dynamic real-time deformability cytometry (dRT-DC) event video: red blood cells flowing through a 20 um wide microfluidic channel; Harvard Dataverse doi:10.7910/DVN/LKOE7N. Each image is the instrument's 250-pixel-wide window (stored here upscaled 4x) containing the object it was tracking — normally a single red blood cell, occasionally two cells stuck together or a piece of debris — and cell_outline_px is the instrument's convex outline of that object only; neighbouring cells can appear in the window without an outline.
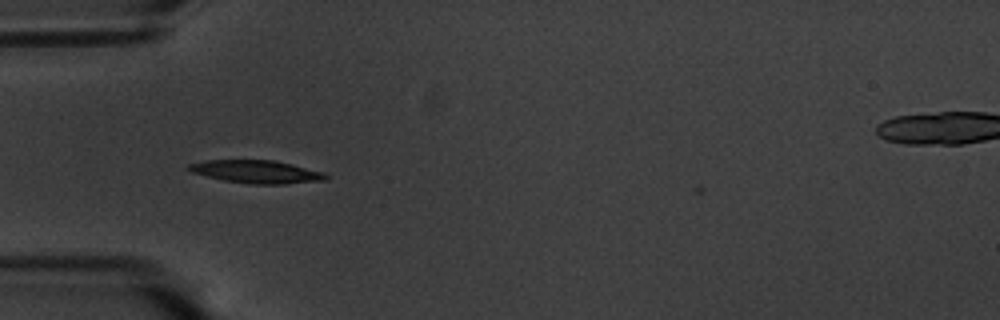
{"species": "common noctule bat (a hibernating species)", "species_latin": "Nyctalus noctula", "temperature_condition": "warm", "stored_images_in_passage": 42, "camera_frame_rate_fps": 3000, "um_per_image_px": 0.085, "animal": {"sex": "male", "body_mass_g": 20.1, "forearm_length_mm": 53.5}, "frame": {"image": 1, "passage_image": 3, "time_ms": 0.667, "image_size_px": [1000, 320], "cell_outline_px": [[328, 180], [284, 184], [248, 184], [224, 180], [192, 172], [184, 168], [188, 164], [204, 160], [272, 160], [292, 164], [324, 172], [328, 176]], "centroid_in_image_um": [21.8, 14.6], "position_along_channel_um": 63.2, "area_um2": 18.38}}
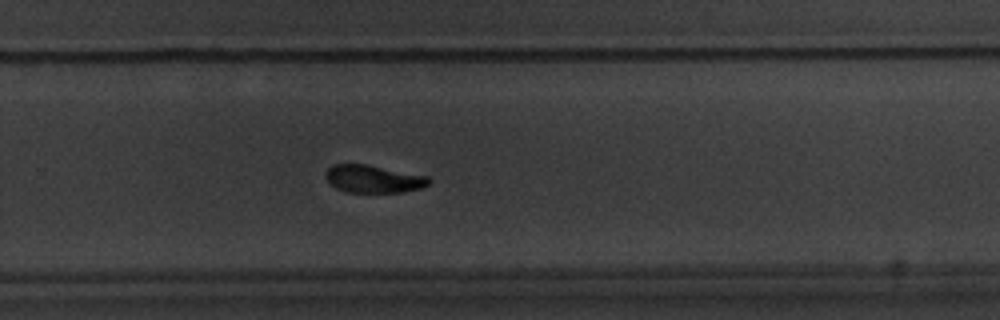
{"frame": {"image": 2, "passage_image": 23, "time_ms": 7.333, "image_size_px": [1000, 320], "cell_outline_px": [[432, 180], [428, 184], [420, 188], [400, 192], [348, 192], [336, 188], [324, 176], [328, 168], [332, 164], [364, 164], [428, 176]], "centroid_in_image_um": [31.73, 15.2], "position_along_channel_um": 298.1, "area_um2": 16.42}}
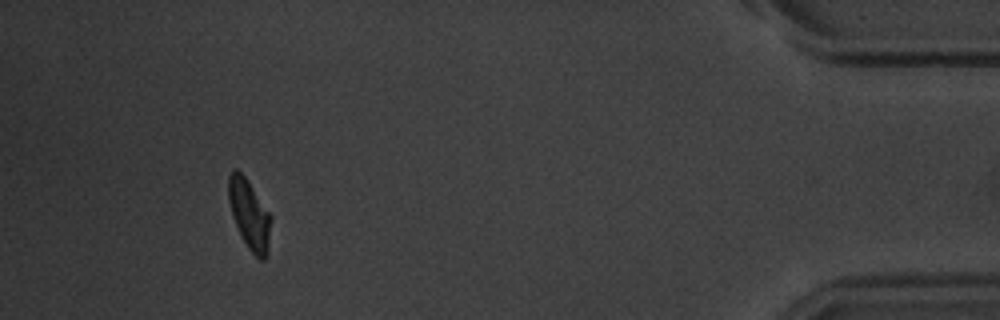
{"frame": {"image": 3, "passage_image": 38, "time_ms": 12.333, "image_size_px": [1000, 320], "cell_outline_px": [[272, 220], [268, 256], [264, 260], [260, 260], [248, 248], [240, 236], [232, 216], [228, 200], [228, 176], [232, 168], [236, 168], [244, 176], [272, 216]], "centroid_in_image_um": [21.2, 18.26], "position_along_channel_um": 414.0, "area_um2": 17.51}, "authors_computed_cell_mechanics": {"area_um2": 17.6001, "velocity_mm_per_s": 3.5412, "shape_relaxation_time_tau1_ms": 2.1731, "shape_relaxation_time_tau2_ms": 4.4915, "deformation_change_tau1": 0.1323, "deformation_change_tau2": 0.0794}}